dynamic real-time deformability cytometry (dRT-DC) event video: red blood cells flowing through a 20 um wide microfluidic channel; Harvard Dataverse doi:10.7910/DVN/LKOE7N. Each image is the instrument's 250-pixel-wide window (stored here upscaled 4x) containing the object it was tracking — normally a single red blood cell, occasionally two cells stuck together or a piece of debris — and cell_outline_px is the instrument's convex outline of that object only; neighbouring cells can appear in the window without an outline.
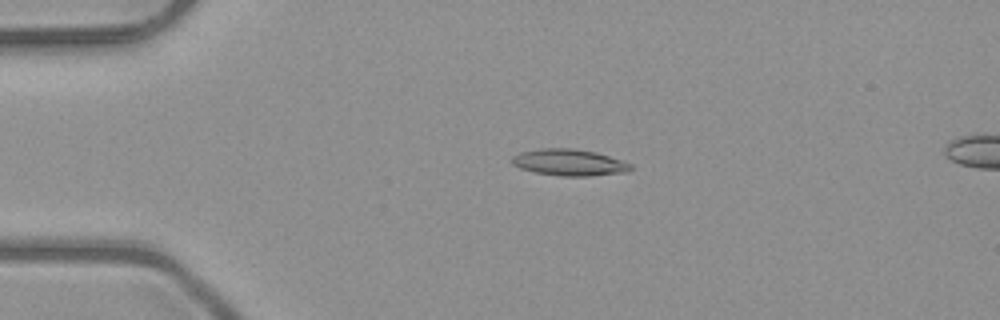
{"species": "common noctule bat (a hibernating species)", "species_latin": "Nyctalus noctula", "temperature_condition": "room temperature", "stored_images_in_passage": 5, "camera_frame_rate_fps": 3000, "um_per_image_px": 0.085, "animal": {"sex": "male", "body_mass_g": 23.1, "forearm_length_mm": 52.7}, "frame": {"image": 1, "passage_image": 4, "time_ms": 1.0, "image_size_px": [1000, 320], "cell_outline_px": [[632, 168], [628, 172], [588, 176], [560, 176], [536, 172], [520, 168], [512, 164], [508, 160], [512, 156], [520, 152], [540, 148], [576, 148], [596, 152], [632, 164]], "centroid_in_image_um": [48.35, 13.8], "position_along_channel_um": 36.7, "area_um2": 18.5}}